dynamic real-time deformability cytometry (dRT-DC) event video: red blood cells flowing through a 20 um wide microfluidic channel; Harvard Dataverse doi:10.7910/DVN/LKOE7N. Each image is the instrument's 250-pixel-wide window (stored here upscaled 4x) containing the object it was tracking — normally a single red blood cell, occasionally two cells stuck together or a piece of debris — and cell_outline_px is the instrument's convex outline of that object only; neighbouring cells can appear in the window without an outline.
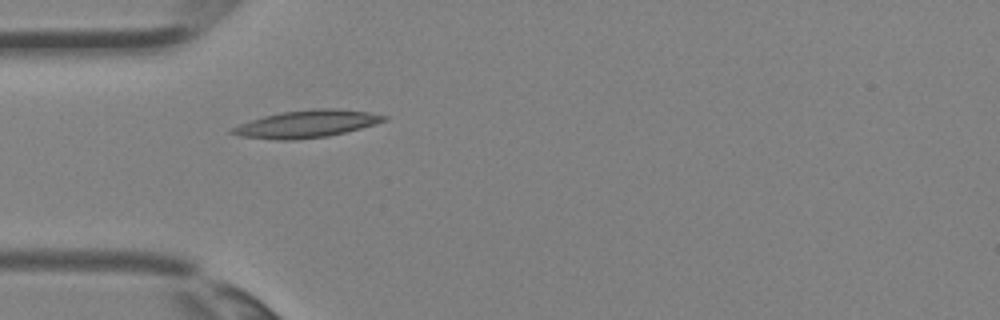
{"species": "Egyptian fruit bat (a non-hibernating species)", "species_latin": "Rousettus aegyptiacus", "temperature_condition": "room temperature", "stored_images_in_passage": 3, "camera_frame_rate_fps": 3000, "um_per_image_px": 0.085, "animal": {"sex": "female"}, "frame": {"image": 1, "passage_image": 3, "time_ms": 0.667, "image_size_px": [1000, 320], "cell_outline_px": [[388, 120], [376, 124], [328, 136], [292, 140], [276, 140], [240, 136], [228, 132], [232, 128], [240, 124], [264, 116], [280, 112], [312, 108], [336, 108], [368, 112], [388, 116]], "centroid_in_image_um": [26.08, 10.52], "position_along_channel_um": 58.9, "area_um2": 24.16}}